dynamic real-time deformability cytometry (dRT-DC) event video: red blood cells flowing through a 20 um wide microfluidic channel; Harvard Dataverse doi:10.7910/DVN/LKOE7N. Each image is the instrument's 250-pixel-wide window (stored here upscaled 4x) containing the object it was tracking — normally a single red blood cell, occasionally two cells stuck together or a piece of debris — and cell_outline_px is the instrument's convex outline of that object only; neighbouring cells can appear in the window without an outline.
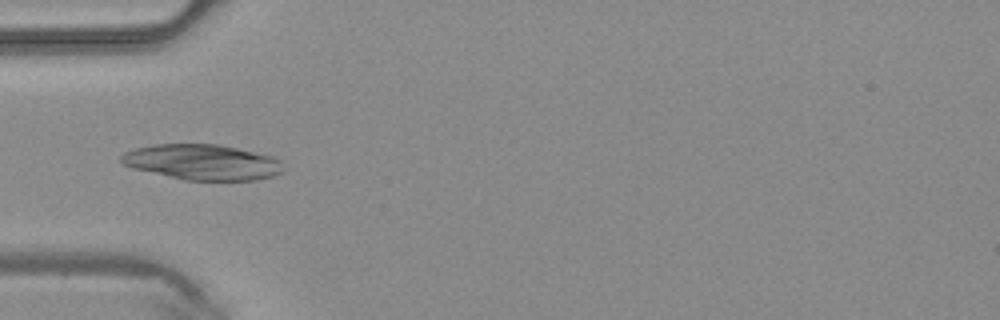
{"species": "common noctule bat (a hibernating species)", "species_latin": "Nyctalus noctula", "temperature_condition": "warm", "stored_images_in_passage": 19, "camera_frame_rate_fps": 3000, "um_per_image_px": 0.085, "animal": {"sex": "male", "body_mass_g": 20.4}, "frame": {"image": 1, "passage_image": 4, "time_ms": 1.0, "image_size_px": [1000, 320], "cell_outline_px": [[280, 172], [272, 176], [256, 180], [184, 180], [132, 168], [124, 164], [120, 160], [120, 156], [124, 152], [136, 148], [156, 144], [216, 144], [236, 148], [272, 156], [280, 160]], "centroid_in_image_um": [17.15, 13.78], "position_along_channel_um": 67.9, "area_um2": 33.18}}